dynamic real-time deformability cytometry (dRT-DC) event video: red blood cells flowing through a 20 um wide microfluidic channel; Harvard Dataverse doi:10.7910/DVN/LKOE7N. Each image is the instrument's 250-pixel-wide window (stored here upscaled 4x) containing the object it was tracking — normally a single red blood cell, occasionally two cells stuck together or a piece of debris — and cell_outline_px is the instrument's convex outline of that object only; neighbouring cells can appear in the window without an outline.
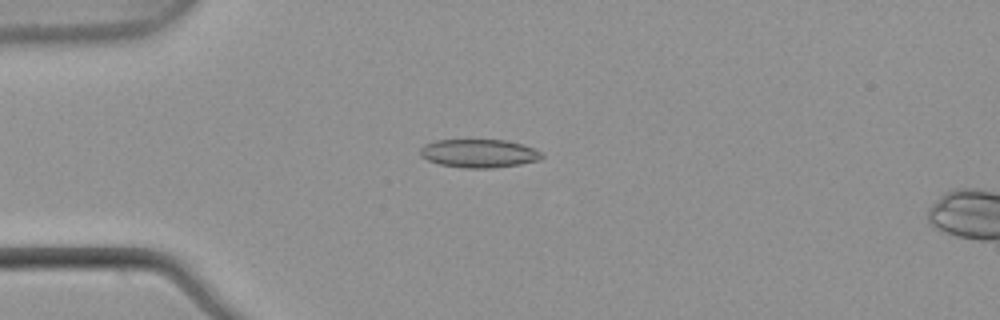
{"species": "common noctule bat (a hibernating species)", "species_latin": "Nyctalus noctula", "temperature_condition": "warm", "stored_images_in_passage": 53, "camera_frame_rate_fps": 3000, "um_per_image_px": 0.085, "animal": {"sex": "male", "body_mass_g": 21.5, "forearm_length_mm": 52.0}, "frame": {"image": 1, "passage_image": 14, "time_ms": 4.333, "image_size_px": [1000, 320], "cell_outline_px": [[544, 156], [540, 160], [520, 164], [492, 168], [464, 168], [440, 164], [428, 160], [420, 156], [420, 148], [424, 144], [436, 140], [504, 140], [520, 144], [544, 152]], "centroid_in_image_um": [40.71, 13.04], "position_along_channel_um": 44.3, "area_um2": 20.11}}
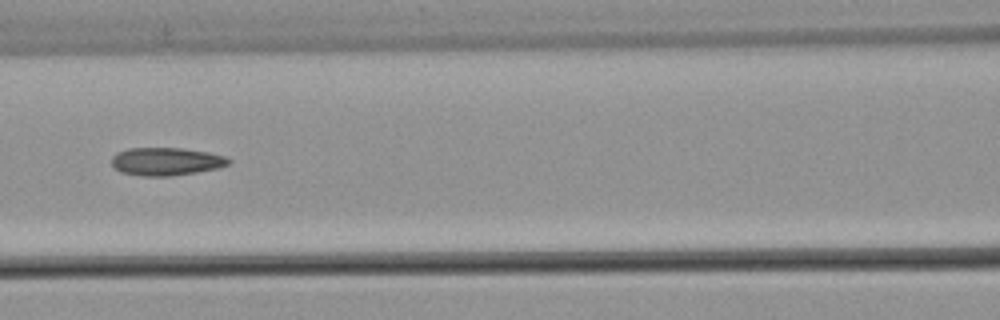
{"frame": {"image": 2, "passage_image": 24, "time_ms": 7.667, "image_size_px": [1000, 320], "cell_outline_px": [[232, 160], [228, 164], [216, 168], [196, 172], [168, 176], [140, 176], [120, 172], [112, 168], [112, 156], [116, 152], [128, 148], [184, 148], [208, 152], [228, 156]], "centroid_in_image_um": [14.09, 13.72], "position_along_channel_um": 152.5, "area_um2": 19.25}}
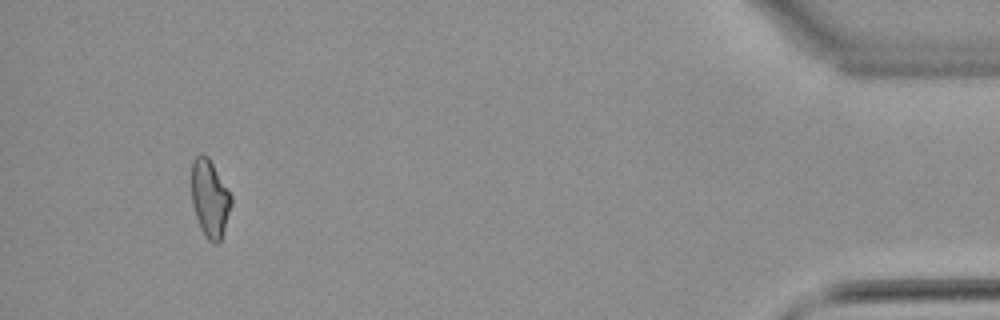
{"frame": {"image": 3, "passage_image": 50, "time_ms": 16.333, "image_size_px": [1000, 320], "cell_outline_px": [[232, 204], [220, 240], [216, 244], [212, 244], [208, 240], [200, 228], [192, 204], [192, 160], [200, 152], [208, 156], [232, 196]], "centroid_in_image_um": [17.83, 16.85], "position_along_channel_um": 417.4, "area_um2": 17.86}, "authors_computed_cell_mechanics": {"area_um2": 18.785, "velocity_mm_per_s": 3.8888, "shape_relaxation_time_tau1_ms": null, "shape_relaxation_time_tau2_ms": 4.1784, "deformation_change_tau1": null, "deformation_change_tau2": 0.1297}}